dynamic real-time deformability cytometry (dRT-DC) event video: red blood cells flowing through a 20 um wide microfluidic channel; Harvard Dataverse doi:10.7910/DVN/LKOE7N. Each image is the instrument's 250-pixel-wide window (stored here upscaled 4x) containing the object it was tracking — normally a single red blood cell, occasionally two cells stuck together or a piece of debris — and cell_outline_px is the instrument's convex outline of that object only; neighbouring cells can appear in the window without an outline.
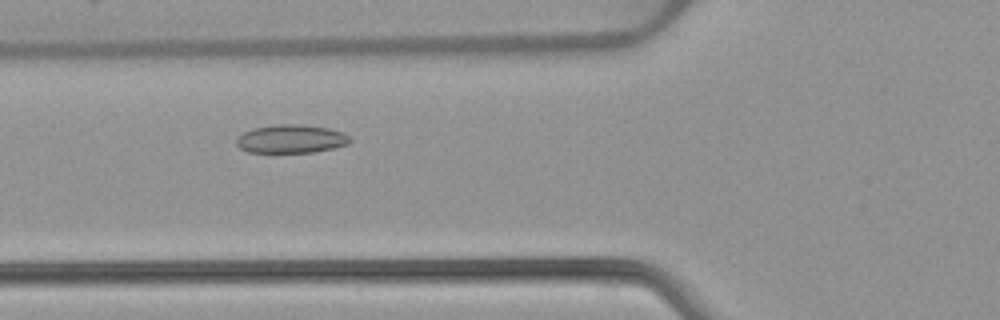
{"species": "common noctule bat (a hibernating species)", "species_latin": "Nyctalus noctula", "temperature_condition": "warm", "stored_images_in_passage": 50, "camera_frame_rate_fps": 3000, "um_per_image_px": 0.085, "animal": {"sex": "female", "body_mass_g": 22.7, "forearm_length_mm": 54.2}, "frame": {"image": 1, "passage_image": 17, "time_ms": 5.333, "image_size_px": [1000, 320], "cell_outline_px": [[352, 140], [348, 144], [332, 148], [312, 152], [248, 152], [240, 148], [236, 144], [236, 140], [244, 132], [252, 128], [276, 124], [296, 124], [328, 128], [344, 132]], "centroid_in_image_um": [24.74, 11.8], "position_along_channel_um": 101.1, "area_um2": 18.67}}
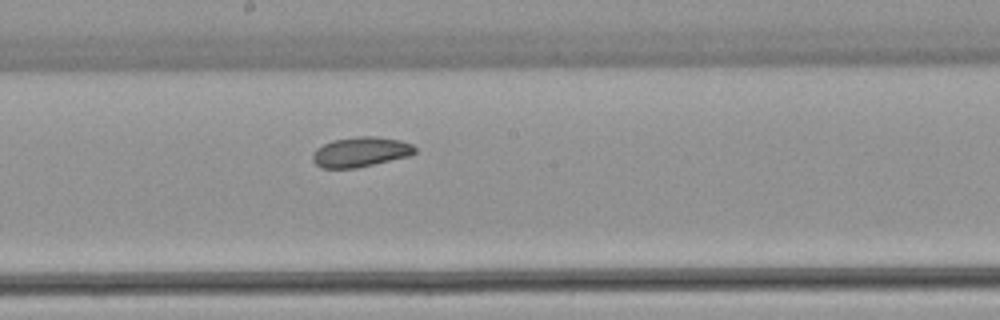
{"frame": {"image": 2, "passage_image": 26, "time_ms": 8.333, "image_size_px": [1000, 320], "cell_outline_px": [[416, 152], [412, 156], [356, 168], [320, 168], [312, 160], [312, 152], [316, 148], [332, 140], [360, 136], [376, 136], [400, 140], [412, 144], [416, 148]], "centroid_in_image_um": [30.66, 12.92], "position_along_channel_um": 217.5, "area_um2": 18.09}}
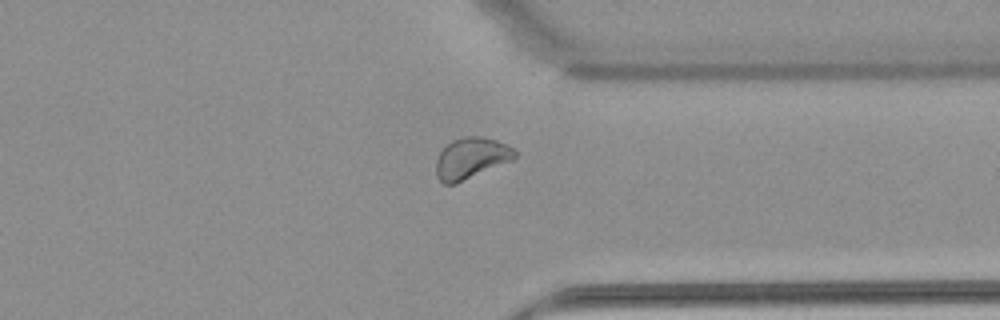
{"frame": {"image": 3, "passage_image": 38, "time_ms": 12.333, "image_size_px": [1000, 320], "cell_outline_px": [[516, 156], [512, 160], [456, 184], [444, 184], [436, 176], [436, 160], [440, 152], [452, 140], [464, 136], [476, 136], [496, 140], [516, 148]], "centroid_in_image_um": [40.04, 13.45], "position_along_channel_um": 371.4, "area_um2": 18.84}, "authors_computed_cell_mechanics": {"area_um2": 19.3919, "velocity_mm_per_s": 3.8833, "shape_relaxation_time_tau1_ms": 5.2373, "shape_relaxation_time_tau2_ms": 2.2453, "deformation_change_tau1": 0.0752, "deformation_change_tau2": 0.0673}}